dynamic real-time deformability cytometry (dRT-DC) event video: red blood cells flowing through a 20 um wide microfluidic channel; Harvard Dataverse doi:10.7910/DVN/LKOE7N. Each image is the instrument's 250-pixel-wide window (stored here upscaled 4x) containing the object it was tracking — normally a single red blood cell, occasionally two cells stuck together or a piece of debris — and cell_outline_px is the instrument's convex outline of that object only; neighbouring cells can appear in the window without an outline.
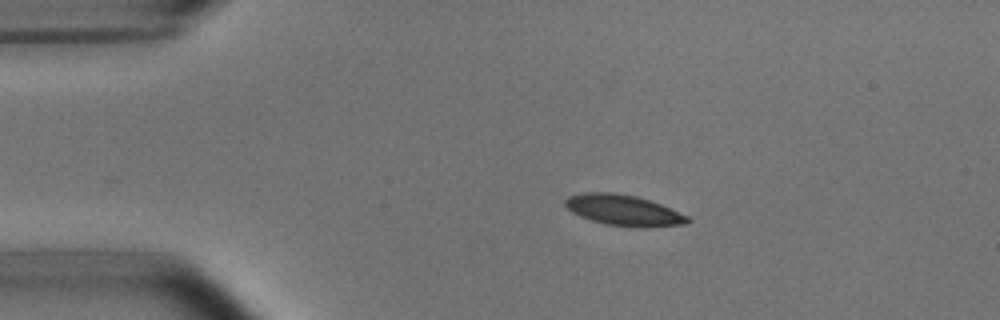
{"species": "common noctule bat (a hibernating species)", "species_latin": "Nyctalus noctula", "temperature_condition": "room temperature", "stored_images_in_passage": 4, "camera_frame_rate_fps": 3000, "um_per_image_px": 0.085, "animal": {"sex": "male", "body_mass_g": 15.6}, "frame": {"image": 1, "passage_image": 1, "time_ms": 0.0, "image_size_px": [1000, 320], "cell_outline_px": [[692, 220], [688, 224], [644, 228], [640, 228], [604, 224], [580, 216], [572, 212], [564, 204], [564, 200], [568, 196], [584, 192], [612, 192], [636, 196], [660, 204], [688, 216]], "centroid_in_image_um": [53.01, 17.88], "position_along_channel_um": 32.0, "area_um2": 22.08}}
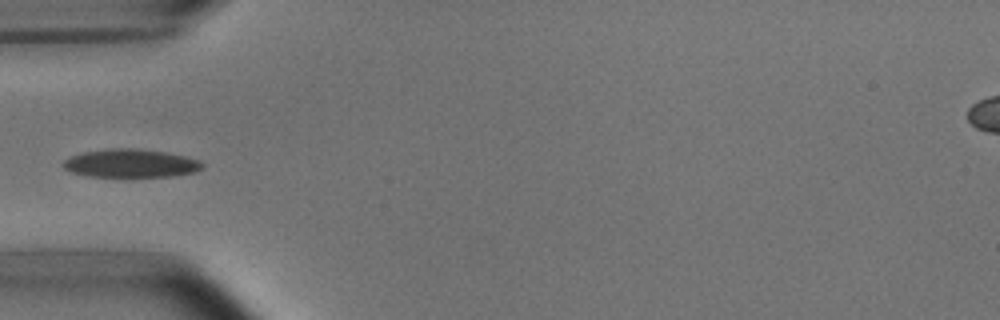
{"frame": {"image": 2, "passage_image": 3, "time_ms": 2.333, "image_size_px": [1000, 320], "cell_outline_px": [[204, 164], [200, 168], [192, 172], [172, 176], [124, 180], [88, 176], [72, 172], [64, 168], [64, 160], [72, 156], [84, 152], [112, 148], [136, 148], [168, 152], [200, 160]], "centroid_in_image_um": [11.11, 13.93], "position_along_channel_um": 73.9, "area_um2": 23.81}}